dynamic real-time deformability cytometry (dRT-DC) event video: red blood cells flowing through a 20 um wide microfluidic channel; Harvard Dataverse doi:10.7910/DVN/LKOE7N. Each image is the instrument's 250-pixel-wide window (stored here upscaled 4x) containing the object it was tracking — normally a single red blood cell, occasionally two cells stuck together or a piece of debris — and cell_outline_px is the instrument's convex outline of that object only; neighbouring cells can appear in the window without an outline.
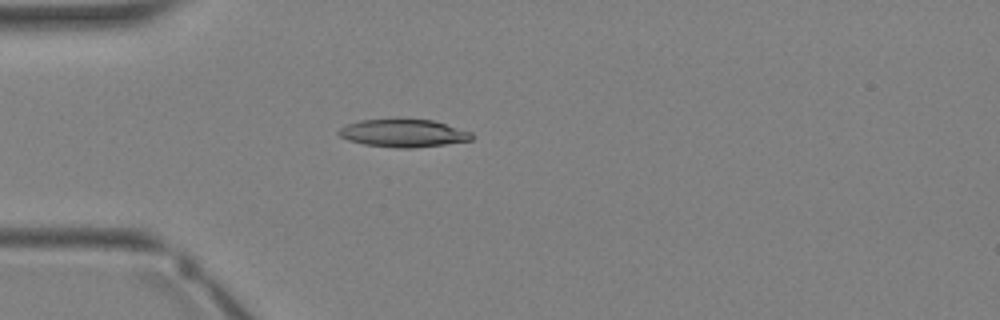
{"species": "Egyptian fruit bat (a non-hibernating species)", "species_latin": "Rousettus aegyptiacus", "temperature_condition": "warm", "stored_images_in_passage": 34, "camera_frame_rate_fps": 3000, "um_per_image_px": 0.085, "animal": {"sex": "female"}, "frame": {"image": 1, "passage_image": 9, "time_ms": 2.667, "image_size_px": [1000, 320], "cell_outline_px": [[472, 140], [444, 144], [412, 148], [396, 148], [364, 144], [348, 140], [340, 136], [336, 132], [340, 128], [348, 124], [360, 120], [432, 120], [472, 132]], "centroid_in_image_um": [34.27, 11.33], "position_along_channel_um": 50.7, "area_um2": 21.15}}
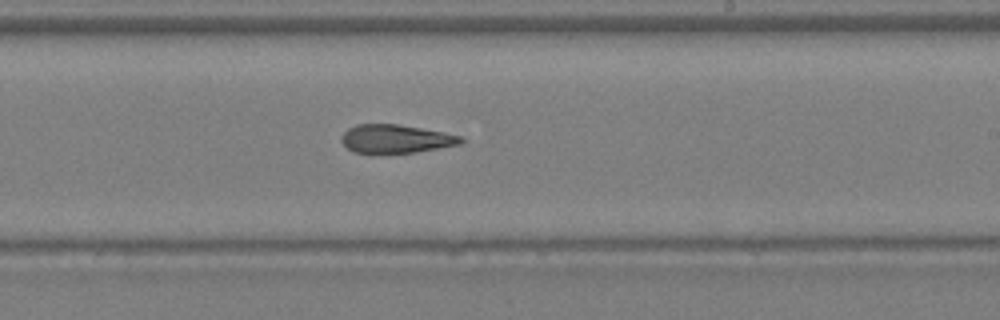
{"frame": {"image": 2, "passage_image": 20, "time_ms": 6.333, "image_size_px": [1000, 320], "cell_outline_px": [[464, 140], [460, 144], [416, 152], [352, 152], [340, 140], [340, 136], [348, 128], [356, 124], [396, 124], [444, 132], [460, 136]], "centroid_in_image_um": [33.61, 11.78], "position_along_channel_um": 255.4, "area_um2": 19.48}}
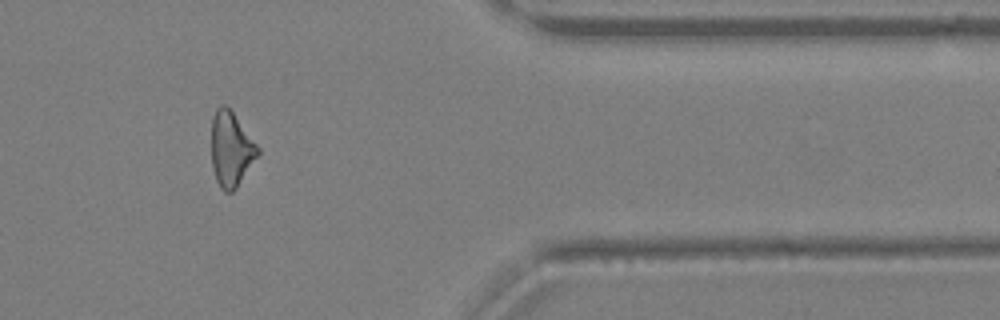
{"frame": {"image": 3, "passage_image": 28, "time_ms": 9.0, "image_size_px": [1000, 320], "cell_outline_px": [[260, 152], [236, 188], [232, 192], [224, 192], [220, 188], [216, 180], [212, 168], [212, 116], [216, 108], [220, 104], [224, 104], [232, 112], [260, 148]], "centroid_in_image_um": [19.62, 12.68], "position_along_channel_um": 391.8, "area_um2": 20.06}}